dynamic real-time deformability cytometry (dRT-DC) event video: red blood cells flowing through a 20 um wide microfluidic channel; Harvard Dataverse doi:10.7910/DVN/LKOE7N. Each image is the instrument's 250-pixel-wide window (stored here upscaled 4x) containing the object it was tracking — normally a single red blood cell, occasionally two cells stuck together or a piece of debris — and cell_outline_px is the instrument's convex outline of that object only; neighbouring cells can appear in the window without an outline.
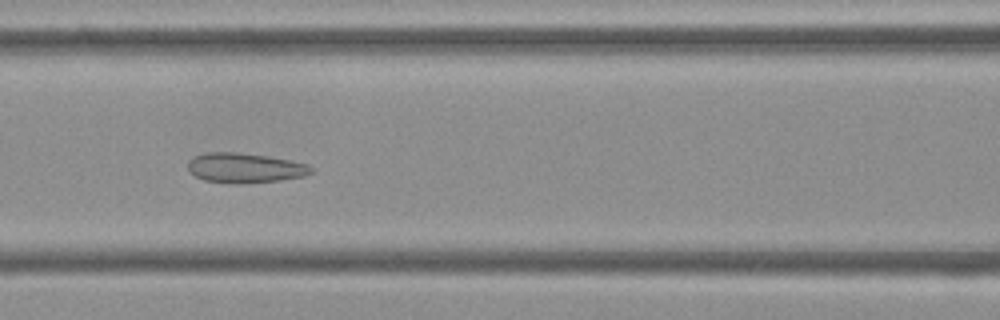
{"species": "Egyptian fruit bat (a non-hibernating species)", "species_latin": "Rousettus aegyptiacus", "temperature_condition": "cold", "stored_images_in_passage": 54, "camera_frame_rate_fps": 3000, "um_per_image_px": 0.085, "frame": {"image": 1, "passage_image": 23, "time_ms": 7.333, "image_size_px": [1000, 320], "cell_outline_px": [[312, 172], [304, 176], [280, 180], [240, 184], [204, 180], [188, 172], [188, 160], [196, 156], [208, 152], [236, 152], [268, 156], [308, 164], [312, 168]], "centroid_in_image_um": [20.8, 14.27], "position_along_channel_um": 145.8, "area_um2": 21.33}}
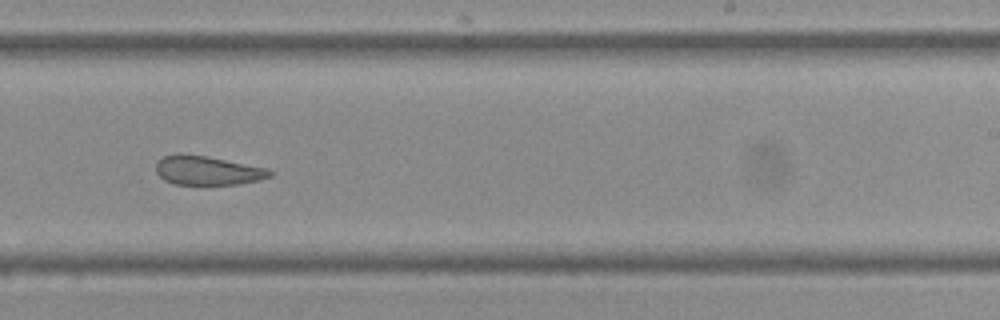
{"frame": {"image": 2, "passage_image": 33, "time_ms": 10.667, "image_size_px": [1000, 320], "cell_outline_px": [[272, 176], [256, 180], [236, 184], [176, 184], [164, 180], [156, 172], [156, 160], [164, 156], [180, 152], [204, 156], [268, 168], [272, 172]], "centroid_in_image_um": [17.58, 14.47], "position_along_channel_um": 271.4, "area_um2": 19.13}}
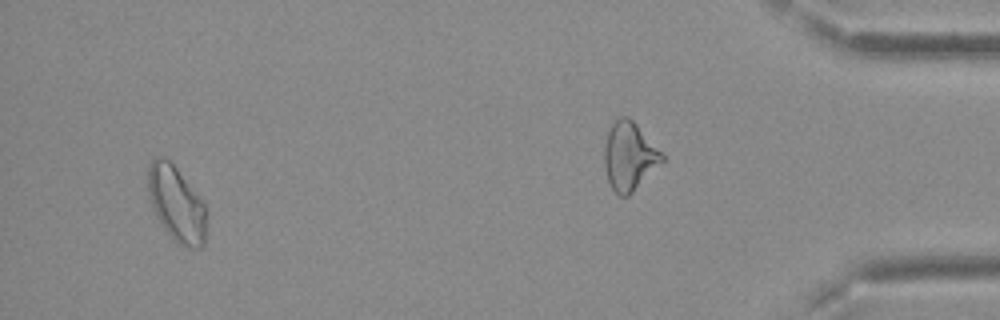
{"frame": {"image": 3, "passage_image": 51, "time_ms": 16.667, "image_size_px": [1000, 320], "cell_outline_px": [[204, 244], [200, 248], [188, 248], [176, 244], [172, 240], [160, 224], [156, 216], [148, 192], [148, 168], [152, 160], [156, 156], [164, 156], [176, 168], [204, 204]], "centroid_in_image_um": [14.95, 17.36], "position_along_channel_um": 420.2, "area_um2": 25.2}, "authors_computed_cell_mechanics": {"area_um2": 22.831, "velocity_mm_per_s": 3.7745, "shape_relaxation_time_tau1_ms": null, "shape_relaxation_time_tau2_ms": 1.3912, "deformation_change_tau1": null, "deformation_change_tau2": 0.0825}}